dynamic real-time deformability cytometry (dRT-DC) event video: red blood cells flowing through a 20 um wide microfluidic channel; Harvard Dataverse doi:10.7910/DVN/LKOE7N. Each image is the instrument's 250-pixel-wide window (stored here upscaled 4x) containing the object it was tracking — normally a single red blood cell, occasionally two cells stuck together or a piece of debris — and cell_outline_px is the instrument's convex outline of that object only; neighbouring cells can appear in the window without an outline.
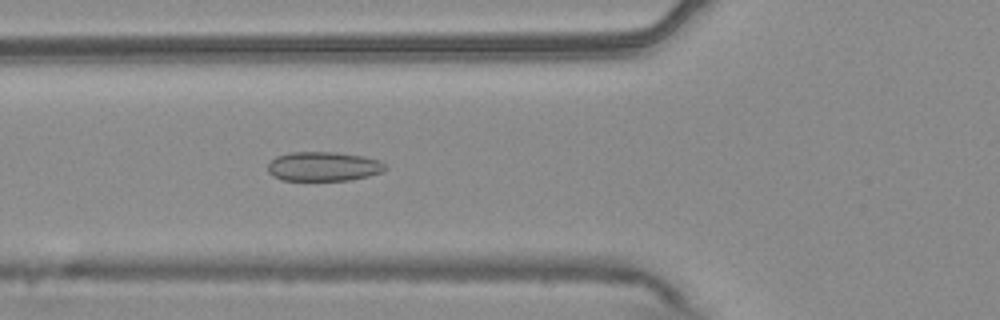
{"species": "common noctule bat (a hibernating species)", "species_latin": "Nyctalus noctula", "temperature_condition": "warm", "stored_images_in_passage": 54, "camera_frame_rate_fps": 3000, "um_per_image_px": 0.085, "animal": {"sex": "male", "body_mass_g": 20.4}, "frame": {"image": 1, "passage_image": 20, "time_ms": 6.333, "image_size_px": [1000, 320], "cell_outline_px": [[388, 168], [380, 172], [368, 176], [348, 180], [280, 180], [272, 176], [268, 172], [268, 164], [276, 156], [288, 152], [336, 152], [364, 156], [380, 160]], "centroid_in_image_um": [27.47, 14.14], "position_along_channel_um": 98.3, "area_um2": 20.17}}
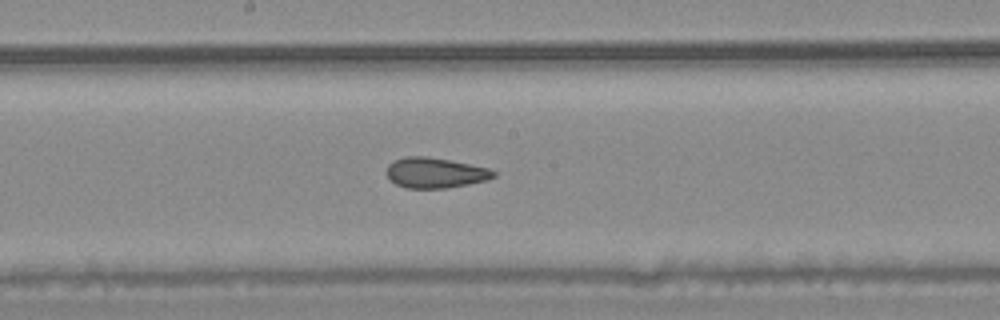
{"frame": {"image": 2, "passage_image": 29, "time_ms": 9.333, "image_size_px": [1000, 320], "cell_outline_px": [[496, 176], [488, 180], [448, 188], [408, 188], [396, 184], [384, 172], [388, 164], [404, 156], [424, 156], [448, 160], [488, 168], [496, 172]], "centroid_in_image_um": [36.98, 14.69], "position_along_channel_um": 211.2, "area_um2": 18.84}}
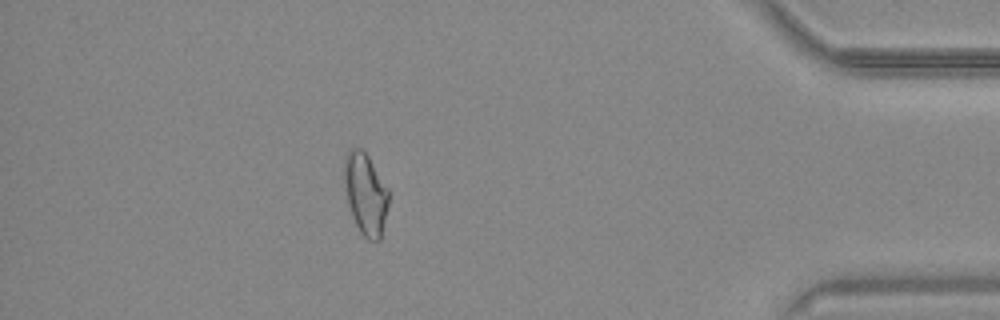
{"frame": {"image": 3, "passage_image": 48, "time_ms": 15.667, "image_size_px": [1000, 320], "cell_outline_px": [[388, 204], [380, 240], [368, 240], [360, 232], [352, 216], [348, 204], [344, 188], [344, 156], [348, 148], [360, 148], [368, 156], [388, 188]], "centroid_in_image_um": [31.04, 16.45], "position_along_channel_um": 404.2, "area_um2": 21.1}, "authors_computed_cell_mechanics": {"area_um2": 20.6057, "velocity_mm_per_s": 3.7505, "shape_relaxation_time_tau1_ms": null, "shape_relaxation_time_tau2_ms": 2.2482, "deformation_change_tau1": null, "deformation_change_tau2": 0.0907}}